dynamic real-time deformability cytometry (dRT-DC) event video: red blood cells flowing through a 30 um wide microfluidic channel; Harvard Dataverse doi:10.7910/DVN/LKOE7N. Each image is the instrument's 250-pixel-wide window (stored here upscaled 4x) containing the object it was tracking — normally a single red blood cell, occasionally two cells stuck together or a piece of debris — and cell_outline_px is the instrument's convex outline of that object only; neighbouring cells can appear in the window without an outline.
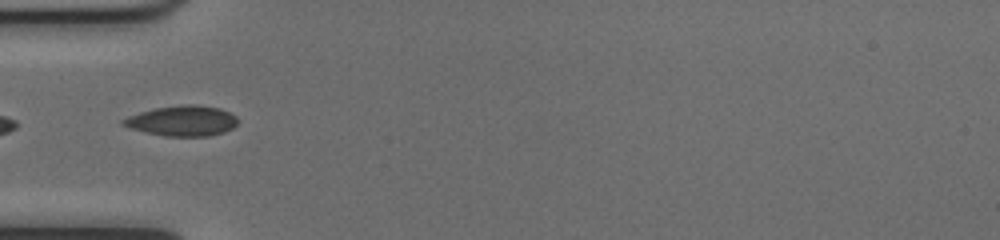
{"species": "common noctule bat (a hibernating species)", "species_latin": "Nyctalus noctula", "temperature_condition": "cold", "stored_images_in_passage": 3, "camera_frame_rate_fps": 3000, "um_per_image_px": 0.085, "animal": {"sex": "female", "body_mass_g": 17.0, "forearm_length_mm": 48.0}, "frame": {"image": 1, "passage_image": 1, "time_ms": 0.0, "image_size_px": [1000, 240], "cell_outline_px": [[236, 124], [232, 128], [224, 132], [208, 136], [164, 136], [144, 132], [120, 124], [120, 120], [128, 116], [140, 112], [156, 108], [184, 104], [192, 104], [220, 108], [236, 116]], "centroid_in_image_um": [15.47, 10.27], "position_along_channel_um": 69.5, "area_um2": 20.17}}